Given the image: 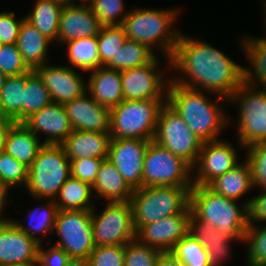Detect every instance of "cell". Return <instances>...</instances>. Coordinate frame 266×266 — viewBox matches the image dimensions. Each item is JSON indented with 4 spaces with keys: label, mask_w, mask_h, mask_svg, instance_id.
Listing matches in <instances>:
<instances>
[{
    "label": "cell",
    "mask_w": 266,
    "mask_h": 266,
    "mask_svg": "<svg viewBox=\"0 0 266 266\" xmlns=\"http://www.w3.org/2000/svg\"><path fill=\"white\" fill-rule=\"evenodd\" d=\"M170 62L172 82L212 96L229 100L244 82V65L199 37L182 33Z\"/></svg>",
    "instance_id": "cell-1"
},
{
    "label": "cell",
    "mask_w": 266,
    "mask_h": 266,
    "mask_svg": "<svg viewBox=\"0 0 266 266\" xmlns=\"http://www.w3.org/2000/svg\"><path fill=\"white\" fill-rule=\"evenodd\" d=\"M211 94L172 81L167 92L166 103L204 142L218 140L221 132L232 123L227 108L224 109L229 100L218 95L213 100L209 97Z\"/></svg>",
    "instance_id": "cell-2"
},
{
    "label": "cell",
    "mask_w": 266,
    "mask_h": 266,
    "mask_svg": "<svg viewBox=\"0 0 266 266\" xmlns=\"http://www.w3.org/2000/svg\"><path fill=\"white\" fill-rule=\"evenodd\" d=\"M179 11V7L164 10L134 7L122 24L128 39L145 44L153 51L159 49L166 59L164 68L167 67L170 72V59L183 32L174 27L179 20Z\"/></svg>",
    "instance_id": "cell-3"
},
{
    "label": "cell",
    "mask_w": 266,
    "mask_h": 266,
    "mask_svg": "<svg viewBox=\"0 0 266 266\" xmlns=\"http://www.w3.org/2000/svg\"><path fill=\"white\" fill-rule=\"evenodd\" d=\"M248 203L243 200L240 205L238 201L219 195L207 186H193L190 190L191 213L200 221L242 242L249 226Z\"/></svg>",
    "instance_id": "cell-4"
},
{
    "label": "cell",
    "mask_w": 266,
    "mask_h": 266,
    "mask_svg": "<svg viewBox=\"0 0 266 266\" xmlns=\"http://www.w3.org/2000/svg\"><path fill=\"white\" fill-rule=\"evenodd\" d=\"M192 187L152 186L133 190L130 198L133 225H142L181 214L190 205Z\"/></svg>",
    "instance_id": "cell-5"
},
{
    "label": "cell",
    "mask_w": 266,
    "mask_h": 266,
    "mask_svg": "<svg viewBox=\"0 0 266 266\" xmlns=\"http://www.w3.org/2000/svg\"><path fill=\"white\" fill-rule=\"evenodd\" d=\"M167 99L123 100L110 109L109 133L116 139L153 140L161 108Z\"/></svg>",
    "instance_id": "cell-6"
},
{
    "label": "cell",
    "mask_w": 266,
    "mask_h": 266,
    "mask_svg": "<svg viewBox=\"0 0 266 266\" xmlns=\"http://www.w3.org/2000/svg\"><path fill=\"white\" fill-rule=\"evenodd\" d=\"M70 176V160L64 147L45 144L29 167L26 192L35 199L54 200Z\"/></svg>",
    "instance_id": "cell-7"
},
{
    "label": "cell",
    "mask_w": 266,
    "mask_h": 266,
    "mask_svg": "<svg viewBox=\"0 0 266 266\" xmlns=\"http://www.w3.org/2000/svg\"><path fill=\"white\" fill-rule=\"evenodd\" d=\"M236 103V104H235ZM236 105L238 119L235 121L237 133L235 136L239 148L266 141V88L243 84L229 99V105Z\"/></svg>",
    "instance_id": "cell-8"
},
{
    "label": "cell",
    "mask_w": 266,
    "mask_h": 266,
    "mask_svg": "<svg viewBox=\"0 0 266 266\" xmlns=\"http://www.w3.org/2000/svg\"><path fill=\"white\" fill-rule=\"evenodd\" d=\"M193 187V168L170 150L151 140L145 153L143 187Z\"/></svg>",
    "instance_id": "cell-9"
},
{
    "label": "cell",
    "mask_w": 266,
    "mask_h": 266,
    "mask_svg": "<svg viewBox=\"0 0 266 266\" xmlns=\"http://www.w3.org/2000/svg\"><path fill=\"white\" fill-rule=\"evenodd\" d=\"M153 140L185 160L192 168L204 143L167 103L159 113Z\"/></svg>",
    "instance_id": "cell-10"
},
{
    "label": "cell",
    "mask_w": 266,
    "mask_h": 266,
    "mask_svg": "<svg viewBox=\"0 0 266 266\" xmlns=\"http://www.w3.org/2000/svg\"><path fill=\"white\" fill-rule=\"evenodd\" d=\"M103 211L91 210L95 246L123 245L136 239L130 201L106 202Z\"/></svg>",
    "instance_id": "cell-11"
},
{
    "label": "cell",
    "mask_w": 266,
    "mask_h": 266,
    "mask_svg": "<svg viewBox=\"0 0 266 266\" xmlns=\"http://www.w3.org/2000/svg\"><path fill=\"white\" fill-rule=\"evenodd\" d=\"M53 232L58 237L53 245L70 258H88L95 248L91 211L58 210Z\"/></svg>",
    "instance_id": "cell-12"
},
{
    "label": "cell",
    "mask_w": 266,
    "mask_h": 266,
    "mask_svg": "<svg viewBox=\"0 0 266 266\" xmlns=\"http://www.w3.org/2000/svg\"><path fill=\"white\" fill-rule=\"evenodd\" d=\"M158 58L156 56L146 65L120 71L125 100L167 99L171 76L166 80L167 69H162Z\"/></svg>",
    "instance_id": "cell-13"
},
{
    "label": "cell",
    "mask_w": 266,
    "mask_h": 266,
    "mask_svg": "<svg viewBox=\"0 0 266 266\" xmlns=\"http://www.w3.org/2000/svg\"><path fill=\"white\" fill-rule=\"evenodd\" d=\"M240 161L237 150L230 141L218 139L204 142L193 167V185L207 186Z\"/></svg>",
    "instance_id": "cell-14"
},
{
    "label": "cell",
    "mask_w": 266,
    "mask_h": 266,
    "mask_svg": "<svg viewBox=\"0 0 266 266\" xmlns=\"http://www.w3.org/2000/svg\"><path fill=\"white\" fill-rule=\"evenodd\" d=\"M150 141L132 138L110 140L108 160L133 190L143 187L144 157Z\"/></svg>",
    "instance_id": "cell-15"
},
{
    "label": "cell",
    "mask_w": 266,
    "mask_h": 266,
    "mask_svg": "<svg viewBox=\"0 0 266 266\" xmlns=\"http://www.w3.org/2000/svg\"><path fill=\"white\" fill-rule=\"evenodd\" d=\"M76 70L64 64L58 66L47 63L34 68L33 72L49 90L52 101L63 104L87 92V82L81 70L80 73Z\"/></svg>",
    "instance_id": "cell-16"
},
{
    "label": "cell",
    "mask_w": 266,
    "mask_h": 266,
    "mask_svg": "<svg viewBox=\"0 0 266 266\" xmlns=\"http://www.w3.org/2000/svg\"><path fill=\"white\" fill-rule=\"evenodd\" d=\"M190 205L181 213L142 225L136 231V239L147 246L170 252L189 231Z\"/></svg>",
    "instance_id": "cell-17"
},
{
    "label": "cell",
    "mask_w": 266,
    "mask_h": 266,
    "mask_svg": "<svg viewBox=\"0 0 266 266\" xmlns=\"http://www.w3.org/2000/svg\"><path fill=\"white\" fill-rule=\"evenodd\" d=\"M22 124L41 140L44 134V144L61 145L73 131L63 104L55 102L31 114Z\"/></svg>",
    "instance_id": "cell-18"
},
{
    "label": "cell",
    "mask_w": 266,
    "mask_h": 266,
    "mask_svg": "<svg viewBox=\"0 0 266 266\" xmlns=\"http://www.w3.org/2000/svg\"><path fill=\"white\" fill-rule=\"evenodd\" d=\"M39 246L10 218L0 220V266L38 261Z\"/></svg>",
    "instance_id": "cell-19"
},
{
    "label": "cell",
    "mask_w": 266,
    "mask_h": 266,
    "mask_svg": "<svg viewBox=\"0 0 266 266\" xmlns=\"http://www.w3.org/2000/svg\"><path fill=\"white\" fill-rule=\"evenodd\" d=\"M73 130L109 132L110 109L99 104L89 93L63 103Z\"/></svg>",
    "instance_id": "cell-20"
},
{
    "label": "cell",
    "mask_w": 266,
    "mask_h": 266,
    "mask_svg": "<svg viewBox=\"0 0 266 266\" xmlns=\"http://www.w3.org/2000/svg\"><path fill=\"white\" fill-rule=\"evenodd\" d=\"M101 27L98 18L88 5L63 6L56 43L63 46L72 40L98 36Z\"/></svg>",
    "instance_id": "cell-21"
},
{
    "label": "cell",
    "mask_w": 266,
    "mask_h": 266,
    "mask_svg": "<svg viewBox=\"0 0 266 266\" xmlns=\"http://www.w3.org/2000/svg\"><path fill=\"white\" fill-rule=\"evenodd\" d=\"M188 233L205 248L212 266H223L231 258L233 242L243 243L226 232L200 221L192 213L189 216Z\"/></svg>",
    "instance_id": "cell-22"
},
{
    "label": "cell",
    "mask_w": 266,
    "mask_h": 266,
    "mask_svg": "<svg viewBox=\"0 0 266 266\" xmlns=\"http://www.w3.org/2000/svg\"><path fill=\"white\" fill-rule=\"evenodd\" d=\"M89 73L87 93L99 104L111 109L124 100L120 71L101 66Z\"/></svg>",
    "instance_id": "cell-23"
},
{
    "label": "cell",
    "mask_w": 266,
    "mask_h": 266,
    "mask_svg": "<svg viewBox=\"0 0 266 266\" xmlns=\"http://www.w3.org/2000/svg\"><path fill=\"white\" fill-rule=\"evenodd\" d=\"M109 132H85L73 130L61 144L69 160L98 158L108 159Z\"/></svg>",
    "instance_id": "cell-24"
},
{
    "label": "cell",
    "mask_w": 266,
    "mask_h": 266,
    "mask_svg": "<svg viewBox=\"0 0 266 266\" xmlns=\"http://www.w3.org/2000/svg\"><path fill=\"white\" fill-rule=\"evenodd\" d=\"M94 197L107 202L130 201L133 189L108 159L102 161L92 185Z\"/></svg>",
    "instance_id": "cell-25"
},
{
    "label": "cell",
    "mask_w": 266,
    "mask_h": 266,
    "mask_svg": "<svg viewBox=\"0 0 266 266\" xmlns=\"http://www.w3.org/2000/svg\"><path fill=\"white\" fill-rule=\"evenodd\" d=\"M52 42L25 19L22 22L16 46L23 61L33 70L49 63V47Z\"/></svg>",
    "instance_id": "cell-26"
},
{
    "label": "cell",
    "mask_w": 266,
    "mask_h": 266,
    "mask_svg": "<svg viewBox=\"0 0 266 266\" xmlns=\"http://www.w3.org/2000/svg\"><path fill=\"white\" fill-rule=\"evenodd\" d=\"M244 159L225 174L212 180L207 187L213 192L235 201L254 190L251 166L247 159Z\"/></svg>",
    "instance_id": "cell-27"
},
{
    "label": "cell",
    "mask_w": 266,
    "mask_h": 266,
    "mask_svg": "<svg viewBox=\"0 0 266 266\" xmlns=\"http://www.w3.org/2000/svg\"><path fill=\"white\" fill-rule=\"evenodd\" d=\"M40 140L22 123H15L7 133L4 151L30 167L40 149L45 145Z\"/></svg>",
    "instance_id": "cell-28"
},
{
    "label": "cell",
    "mask_w": 266,
    "mask_h": 266,
    "mask_svg": "<svg viewBox=\"0 0 266 266\" xmlns=\"http://www.w3.org/2000/svg\"><path fill=\"white\" fill-rule=\"evenodd\" d=\"M244 35L239 44L246 60L250 63V67H243L244 82L252 86L266 88V42L259 36Z\"/></svg>",
    "instance_id": "cell-29"
},
{
    "label": "cell",
    "mask_w": 266,
    "mask_h": 266,
    "mask_svg": "<svg viewBox=\"0 0 266 266\" xmlns=\"http://www.w3.org/2000/svg\"><path fill=\"white\" fill-rule=\"evenodd\" d=\"M38 200L41 202V200H46V204H40L38 207H34L33 209L28 211V218H27V225H23V221H19L16 219L11 220L17 225V227L25 232L28 236H30L32 239H34L38 244H42V242L45 239V236L53 233L54 230V224L56 221V216L58 213V207L54 200L50 199H33ZM41 236V237H40Z\"/></svg>",
    "instance_id": "cell-30"
},
{
    "label": "cell",
    "mask_w": 266,
    "mask_h": 266,
    "mask_svg": "<svg viewBox=\"0 0 266 266\" xmlns=\"http://www.w3.org/2000/svg\"><path fill=\"white\" fill-rule=\"evenodd\" d=\"M92 186L80 179L70 176L60 188L54 199L58 210H87L91 211L96 205Z\"/></svg>",
    "instance_id": "cell-31"
},
{
    "label": "cell",
    "mask_w": 266,
    "mask_h": 266,
    "mask_svg": "<svg viewBox=\"0 0 266 266\" xmlns=\"http://www.w3.org/2000/svg\"><path fill=\"white\" fill-rule=\"evenodd\" d=\"M62 8L53 0H35L32 10L24 17L44 36L56 42Z\"/></svg>",
    "instance_id": "cell-32"
},
{
    "label": "cell",
    "mask_w": 266,
    "mask_h": 266,
    "mask_svg": "<svg viewBox=\"0 0 266 266\" xmlns=\"http://www.w3.org/2000/svg\"><path fill=\"white\" fill-rule=\"evenodd\" d=\"M26 73L8 76L0 92V106L7 117L15 123L23 122V102Z\"/></svg>",
    "instance_id": "cell-33"
},
{
    "label": "cell",
    "mask_w": 266,
    "mask_h": 266,
    "mask_svg": "<svg viewBox=\"0 0 266 266\" xmlns=\"http://www.w3.org/2000/svg\"><path fill=\"white\" fill-rule=\"evenodd\" d=\"M67 49L68 66L89 72L100 67L97 36L81 38L64 43Z\"/></svg>",
    "instance_id": "cell-34"
},
{
    "label": "cell",
    "mask_w": 266,
    "mask_h": 266,
    "mask_svg": "<svg viewBox=\"0 0 266 266\" xmlns=\"http://www.w3.org/2000/svg\"><path fill=\"white\" fill-rule=\"evenodd\" d=\"M157 55L147 45L126 39L112 60L105 66L122 71L150 63Z\"/></svg>",
    "instance_id": "cell-35"
},
{
    "label": "cell",
    "mask_w": 266,
    "mask_h": 266,
    "mask_svg": "<svg viewBox=\"0 0 266 266\" xmlns=\"http://www.w3.org/2000/svg\"><path fill=\"white\" fill-rule=\"evenodd\" d=\"M52 102L49 90L43 85L42 81L33 72V70L26 73L23 121L31 114L40 111Z\"/></svg>",
    "instance_id": "cell-36"
},
{
    "label": "cell",
    "mask_w": 266,
    "mask_h": 266,
    "mask_svg": "<svg viewBox=\"0 0 266 266\" xmlns=\"http://www.w3.org/2000/svg\"><path fill=\"white\" fill-rule=\"evenodd\" d=\"M246 266H266V223L249 225L244 235Z\"/></svg>",
    "instance_id": "cell-37"
},
{
    "label": "cell",
    "mask_w": 266,
    "mask_h": 266,
    "mask_svg": "<svg viewBox=\"0 0 266 266\" xmlns=\"http://www.w3.org/2000/svg\"><path fill=\"white\" fill-rule=\"evenodd\" d=\"M127 39L124 27L102 26L97 36L100 67L106 66Z\"/></svg>",
    "instance_id": "cell-38"
},
{
    "label": "cell",
    "mask_w": 266,
    "mask_h": 266,
    "mask_svg": "<svg viewBox=\"0 0 266 266\" xmlns=\"http://www.w3.org/2000/svg\"><path fill=\"white\" fill-rule=\"evenodd\" d=\"M170 252L185 266H212L205 248L189 233Z\"/></svg>",
    "instance_id": "cell-39"
},
{
    "label": "cell",
    "mask_w": 266,
    "mask_h": 266,
    "mask_svg": "<svg viewBox=\"0 0 266 266\" xmlns=\"http://www.w3.org/2000/svg\"><path fill=\"white\" fill-rule=\"evenodd\" d=\"M29 167L5 151L0 153V180L9 189L25 188Z\"/></svg>",
    "instance_id": "cell-40"
},
{
    "label": "cell",
    "mask_w": 266,
    "mask_h": 266,
    "mask_svg": "<svg viewBox=\"0 0 266 266\" xmlns=\"http://www.w3.org/2000/svg\"><path fill=\"white\" fill-rule=\"evenodd\" d=\"M88 6L101 26L122 25L129 13L125 8L124 0H92Z\"/></svg>",
    "instance_id": "cell-41"
},
{
    "label": "cell",
    "mask_w": 266,
    "mask_h": 266,
    "mask_svg": "<svg viewBox=\"0 0 266 266\" xmlns=\"http://www.w3.org/2000/svg\"><path fill=\"white\" fill-rule=\"evenodd\" d=\"M245 149V158L252 170L253 188L266 189V141L254 143Z\"/></svg>",
    "instance_id": "cell-42"
},
{
    "label": "cell",
    "mask_w": 266,
    "mask_h": 266,
    "mask_svg": "<svg viewBox=\"0 0 266 266\" xmlns=\"http://www.w3.org/2000/svg\"><path fill=\"white\" fill-rule=\"evenodd\" d=\"M161 253V250L134 239L125 245L124 266H155Z\"/></svg>",
    "instance_id": "cell-43"
},
{
    "label": "cell",
    "mask_w": 266,
    "mask_h": 266,
    "mask_svg": "<svg viewBox=\"0 0 266 266\" xmlns=\"http://www.w3.org/2000/svg\"><path fill=\"white\" fill-rule=\"evenodd\" d=\"M30 71L16 44H3L0 49V72L7 76H17Z\"/></svg>",
    "instance_id": "cell-44"
},
{
    "label": "cell",
    "mask_w": 266,
    "mask_h": 266,
    "mask_svg": "<svg viewBox=\"0 0 266 266\" xmlns=\"http://www.w3.org/2000/svg\"><path fill=\"white\" fill-rule=\"evenodd\" d=\"M123 245L95 246L88 259L91 266H124Z\"/></svg>",
    "instance_id": "cell-45"
},
{
    "label": "cell",
    "mask_w": 266,
    "mask_h": 266,
    "mask_svg": "<svg viewBox=\"0 0 266 266\" xmlns=\"http://www.w3.org/2000/svg\"><path fill=\"white\" fill-rule=\"evenodd\" d=\"M103 160L105 159L85 158L70 160L71 176L92 186Z\"/></svg>",
    "instance_id": "cell-46"
},
{
    "label": "cell",
    "mask_w": 266,
    "mask_h": 266,
    "mask_svg": "<svg viewBox=\"0 0 266 266\" xmlns=\"http://www.w3.org/2000/svg\"><path fill=\"white\" fill-rule=\"evenodd\" d=\"M24 19L23 16L17 19L14 11L0 12V42L2 44H16Z\"/></svg>",
    "instance_id": "cell-47"
},
{
    "label": "cell",
    "mask_w": 266,
    "mask_h": 266,
    "mask_svg": "<svg viewBox=\"0 0 266 266\" xmlns=\"http://www.w3.org/2000/svg\"><path fill=\"white\" fill-rule=\"evenodd\" d=\"M259 191L261 192L258 195L247 199L249 201L247 205L249 225L266 222V189Z\"/></svg>",
    "instance_id": "cell-48"
},
{
    "label": "cell",
    "mask_w": 266,
    "mask_h": 266,
    "mask_svg": "<svg viewBox=\"0 0 266 266\" xmlns=\"http://www.w3.org/2000/svg\"><path fill=\"white\" fill-rule=\"evenodd\" d=\"M70 257L56 246L45 248L43 243L39 246L38 260L41 266H68Z\"/></svg>",
    "instance_id": "cell-49"
},
{
    "label": "cell",
    "mask_w": 266,
    "mask_h": 266,
    "mask_svg": "<svg viewBox=\"0 0 266 266\" xmlns=\"http://www.w3.org/2000/svg\"><path fill=\"white\" fill-rule=\"evenodd\" d=\"M155 266H185L181 260L176 258L171 252H162L156 261Z\"/></svg>",
    "instance_id": "cell-50"
},
{
    "label": "cell",
    "mask_w": 266,
    "mask_h": 266,
    "mask_svg": "<svg viewBox=\"0 0 266 266\" xmlns=\"http://www.w3.org/2000/svg\"><path fill=\"white\" fill-rule=\"evenodd\" d=\"M9 192L10 190L0 180V220L8 219L3 217V214L5 213L4 209H6L5 206L8 204L7 202L10 201L8 199Z\"/></svg>",
    "instance_id": "cell-51"
},
{
    "label": "cell",
    "mask_w": 266,
    "mask_h": 266,
    "mask_svg": "<svg viewBox=\"0 0 266 266\" xmlns=\"http://www.w3.org/2000/svg\"><path fill=\"white\" fill-rule=\"evenodd\" d=\"M14 124V121L0 122V153L5 150V141L7 133Z\"/></svg>",
    "instance_id": "cell-52"
},
{
    "label": "cell",
    "mask_w": 266,
    "mask_h": 266,
    "mask_svg": "<svg viewBox=\"0 0 266 266\" xmlns=\"http://www.w3.org/2000/svg\"><path fill=\"white\" fill-rule=\"evenodd\" d=\"M68 266H91L88 258H69Z\"/></svg>",
    "instance_id": "cell-53"
},
{
    "label": "cell",
    "mask_w": 266,
    "mask_h": 266,
    "mask_svg": "<svg viewBox=\"0 0 266 266\" xmlns=\"http://www.w3.org/2000/svg\"><path fill=\"white\" fill-rule=\"evenodd\" d=\"M1 266H41V265L38 260V261H32V262H27V263L4 264Z\"/></svg>",
    "instance_id": "cell-54"
},
{
    "label": "cell",
    "mask_w": 266,
    "mask_h": 266,
    "mask_svg": "<svg viewBox=\"0 0 266 266\" xmlns=\"http://www.w3.org/2000/svg\"><path fill=\"white\" fill-rule=\"evenodd\" d=\"M263 1V2H262ZM261 1V3H263L262 5V7H264L262 10L264 11V15H265V17H264V26H262V27H264V29H265V35H262V37H260L263 41H265L266 42V0H262Z\"/></svg>",
    "instance_id": "cell-55"
},
{
    "label": "cell",
    "mask_w": 266,
    "mask_h": 266,
    "mask_svg": "<svg viewBox=\"0 0 266 266\" xmlns=\"http://www.w3.org/2000/svg\"><path fill=\"white\" fill-rule=\"evenodd\" d=\"M53 1L61 4L62 6L74 5V0H53Z\"/></svg>",
    "instance_id": "cell-56"
},
{
    "label": "cell",
    "mask_w": 266,
    "mask_h": 266,
    "mask_svg": "<svg viewBox=\"0 0 266 266\" xmlns=\"http://www.w3.org/2000/svg\"><path fill=\"white\" fill-rule=\"evenodd\" d=\"M7 77H8L7 75L0 72V92H1V89L3 88V86L5 84Z\"/></svg>",
    "instance_id": "cell-57"
},
{
    "label": "cell",
    "mask_w": 266,
    "mask_h": 266,
    "mask_svg": "<svg viewBox=\"0 0 266 266\" xmlns=\"http://www.w3.org/2000/svg\"><path fill=\"white\" fill-rule=\"evenodd\" d=\"M3 121H12V120L7 119V117L4 115V113L1 109V106H0V122H3Z\"/></svg>",
    "instance_id": "cell-58"
},
{
    "label": "cell",
    "mask_w": 266,
    "mask_h": 266,
    "mask_svg": "<svg viewBox=\"0 0 266 266\" xmlns=\"http://www.w3.org/2000/svg\"><path fill=\"white\" fill-rule=\"evenodd\" d=\"M92 0H79V4L80 5H89V3L91 2ZM74 4H77L76 3V0H74Z\"/></svg>",
    "instance_id": "cell-59"
}]
</instances>
